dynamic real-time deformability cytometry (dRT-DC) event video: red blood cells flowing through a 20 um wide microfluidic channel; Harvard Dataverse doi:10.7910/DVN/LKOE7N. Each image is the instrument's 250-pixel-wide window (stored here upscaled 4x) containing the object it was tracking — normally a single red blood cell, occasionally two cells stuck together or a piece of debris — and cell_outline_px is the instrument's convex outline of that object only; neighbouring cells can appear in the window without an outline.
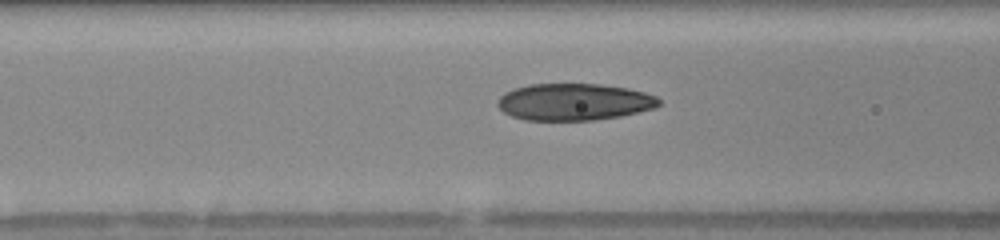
{"species": "human", "species_latin": "Homo sapiens", "temperature_condition": "warm", "stored_images_in_passage": 35, "camera_frame_rate_fps": 3000, "um_per_image_px": 0.085, "donor": {"sex": "female"}, "frame": {"image": 1, "passage_image": 13, "time_ms": 4.0, "image_size_px": [1000, 240], "cell_outline_px": [[660, 104], [656, 108], [620, 116], [592, 120], [524, 120], [512, 116], [504, 112], [496, 104], [496, 100], [504, 92], [512, 88], [528, 84], [600, 84], [628, 88], [644, 92], [656, 96], [660, 100]], "centroid_in_image_um": [48.77, 8.66], "position_along_channel_um": 117.8, "area_um2": 34.91}}
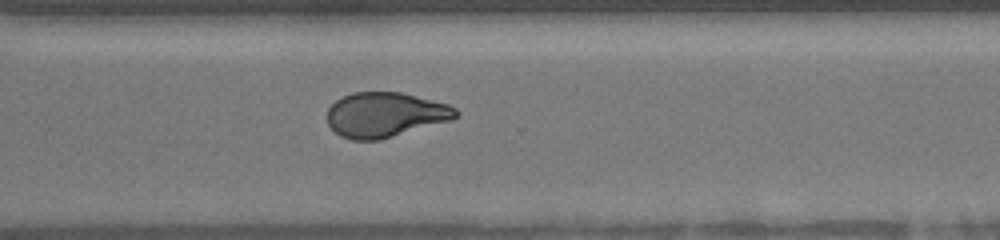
{"frame": {"image": 2, "passage_image": 29, "time_ms": 9.333, "image_size_px": [1000, 240], "cell_outline_px": [[460, 112], [452, 120], [380, 140], [352, 140], [340, 136], [328, 124], [328, 108], [336, 100], [352, 92], [400, 92], [448, 104], [456, 108]], "centroid_in_image_um": [32.75, 9.76], "position_along_channel_um": 337.9, "area_um2": 33.58}}
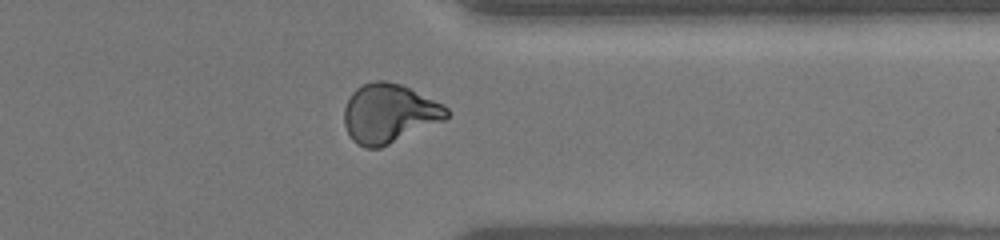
{"frame": {"image": 3, "passage_image": 32, "time_ms": 10.333, "image_size_px": [1000, 240], "cell_outline_px": [[448, 116], [444, 120], [380, 148], [364, 148], [356, 144], [352, 140], [344, 124], [344, 108], [352, 92], [356, 88], [364, 84], [376, 80], [384, 80], [400, 84], [448, 108]], "centroid_in_image_um": [33.02, 9.66], "position_along_channel_um": 378.4, "area_um2": 34.8}}